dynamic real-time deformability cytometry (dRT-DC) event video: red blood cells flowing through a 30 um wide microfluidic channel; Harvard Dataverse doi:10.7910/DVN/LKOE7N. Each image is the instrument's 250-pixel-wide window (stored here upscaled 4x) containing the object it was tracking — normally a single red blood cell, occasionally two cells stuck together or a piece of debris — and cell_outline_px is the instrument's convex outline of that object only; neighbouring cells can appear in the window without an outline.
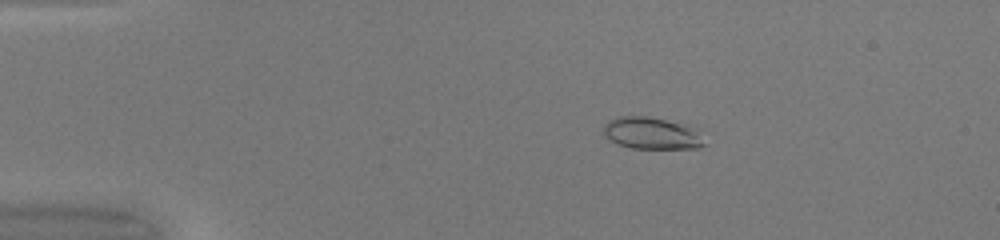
{"species": "common noctule bat (a hibernating species)", "species_latin": "Nyctalus noctula", "temperature_condition": "warm", "stored_images_in_passage": 42, "camera_frame_rate_fps": 3000, "um_per_image_px": 0.085, "animal": {"sex": "female", "body_mass_g": 20.0, "forearm_length_mm": 54.0}, "frame": {"image": 1, "passage_image": 2, "time_ms": 0.333, "image_size_px": [1000, 240], "cell_outline_px": [[708, 144], [700, 148], [632, 148], [616, 144], [608, 140], [604, 136], [604, 124], [608, 120], [620, 116], [648, 116], [680, 124], [692, 128]], "centroid_in_image_um": [55.33, 11.34], "position_along_channel_um": 29.7, "area_um2": 18.61}}
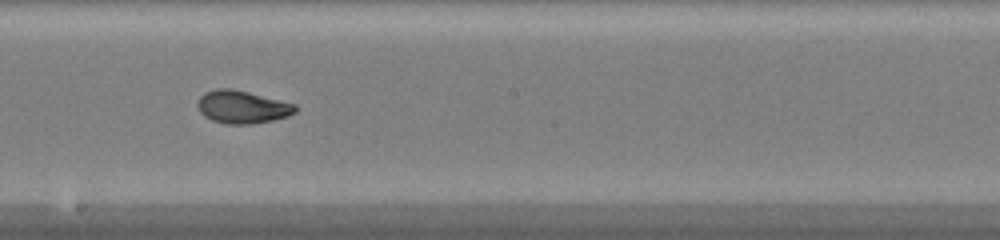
{"frame": {"image": 2, "passage_image": 21, "time_ms": 6.667, "image_size_px": [1000, 240], "cell_outline_px": [[296, 112], [288, 116], [272, 120], [252, 124], [228, 124], [212, 120], [204, 116], [200, 112], [196, 104], [200, 96], [204, 92], [216, 88], [232, 88], [296, 104]], "centroid_in_image_um": [20.56, 9.08], "position_along_channel_um": 227.6, "area_um2": 18.73}}
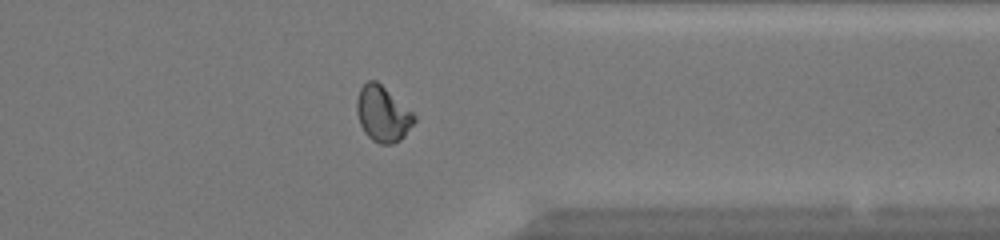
{"frame": {"image": 3, "passage_image": 32, "time_ms": 10.333, "image_size_px": [1000, 240], "cell_outline_px": [[416, 120], [404, 136], [400, 140], [392, 144], [380, 144], [372, 140], [364, 132], [360, 124], [356, 112], [356, 100], [360, 88], [368, 80], [376, 80], [412, 112], [416, 116]], "centroid_in_image_um": [32.51, 9.69], "position_along_channel_um": 378.9, "area_um2": 18.5}, "authors_computed_cell_mechanics": {"area_um2": 18.496, "velocity_mm_per_s": 4.2591, "shape_relaxation_time_tau1_ms": 7.3853, "shape_relaxation_time_tau2_ms": 0.7495, "deformation_change_tau1": 0.2352, "deformation_change_tau2": 0.0527}}